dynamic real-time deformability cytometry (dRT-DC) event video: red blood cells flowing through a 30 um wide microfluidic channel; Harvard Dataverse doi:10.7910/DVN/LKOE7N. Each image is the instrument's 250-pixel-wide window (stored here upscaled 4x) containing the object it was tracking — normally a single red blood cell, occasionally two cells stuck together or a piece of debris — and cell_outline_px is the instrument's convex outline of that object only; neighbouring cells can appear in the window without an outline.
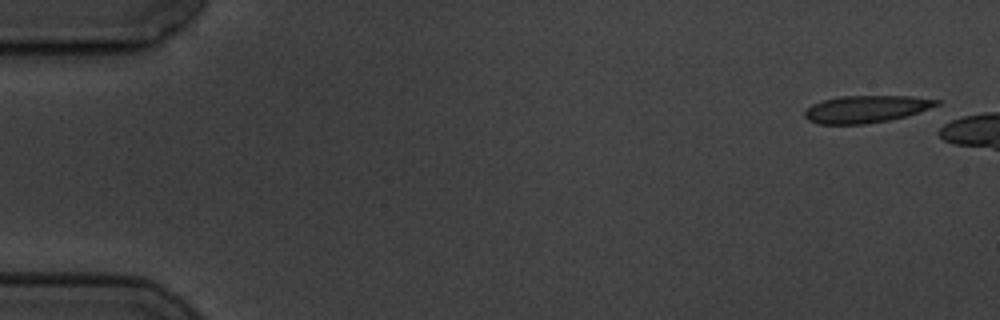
{"species": "common noctule bat (a hibernating species)", "species_latin": "Nyctalus noctula", "temperature_condition": "cold", "stored_images_in_passage": 3, "camera_frame_rate_fps": 3000, "um_per_image_px": 0.085, "animal": {"sex": "male", "body_mass_g": 19.5, "forearm_length_mm": 54.6}, "frame": {"image": 1, "passage_image": 1, "time_ms": 0.0, "image_size_px": [1000, 320], "cell_outline_px": [[940, 104], [904, 116], [888, 120], [864, 124], [820, 124], [808, 120], [804, 116], [804, 112], [812, 104], [824, 100], [840, 96], [912, 96], [940, 100]], "centroid_in_image_um": [73.58, 9.26], "position_along_channel_um": 11.4, "area_um2": 20.63}}